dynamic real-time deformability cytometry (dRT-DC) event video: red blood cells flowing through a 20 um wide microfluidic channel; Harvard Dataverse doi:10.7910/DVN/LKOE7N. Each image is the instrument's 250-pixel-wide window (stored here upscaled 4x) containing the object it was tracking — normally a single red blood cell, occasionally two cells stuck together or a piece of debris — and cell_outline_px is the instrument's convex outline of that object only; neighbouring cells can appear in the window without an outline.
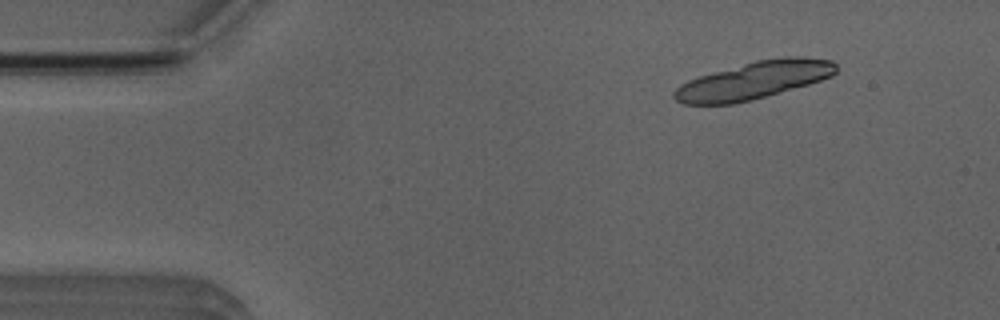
{"species": "Egyptian fruit bat (a non-hibernating species)", "species_latin": "Rousettus aegyptiacus", "temperature_condition": "room temperature", "stored_images_in_passage": 4, "segment_of_instrument_passage": [1, 2], "camera_frame_rate_fps": 3000, "um_per_image_px": 0.085, "animal": {"sex": "male"}, "frame": {"image": 1, "passage_image": 1, "time_ms": 0.0, "image_size_px": [1000, 320], "cell_outline_px": [[836, 72], [832, 76], [808, 84], [752, 100], [732, 104], [684, 104], [676, 100], [672, 96], [672, 92], [680, 84], [688, 80], [700, 76], [756, 60], [784, 56], [804, 56], [832, 60], [836, 64]], "centroid_in_image_um": [64.08, 6.82], "position_along_channel_um": 20.9, "area_um2": 35.32}}